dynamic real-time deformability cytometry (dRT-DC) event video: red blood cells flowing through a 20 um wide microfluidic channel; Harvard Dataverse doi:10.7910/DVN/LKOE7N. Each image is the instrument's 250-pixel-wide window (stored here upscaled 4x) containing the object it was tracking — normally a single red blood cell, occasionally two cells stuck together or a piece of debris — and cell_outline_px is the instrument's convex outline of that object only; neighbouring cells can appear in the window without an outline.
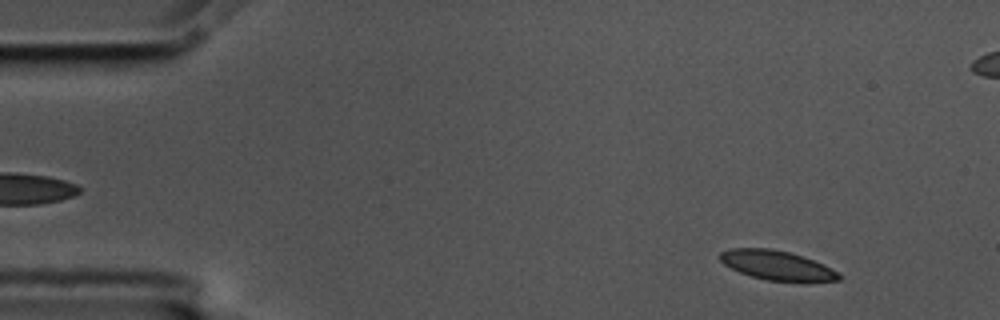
{"species": "common noctule bat (a hibernating species)", "species_latin": "Nyctalus noctula", "temperature_condition": "cold", "stored_images_in_passage": 57, "camera_frame_rate_fps": 3000, "um_per_image_px": 0.085, "animal": {"sex": "male", "body_mass_g": 17.5, "forearm_length_mm": 52.3}, "frame": {"image": 1, "passage_image": 5, "time_ms": 1.333, "image_size_px": [1000, 320], "cell_outline_px": [[840, 280], [804, 284], [768, 280], [752, 276], [740, 272], [724, 264], [720, 260], [720, 252], [732, 248], [768, 248], [788, 252], [824, 264], [840, 272]], "centroid_in_image_um": [66.12, 22.6], "position_along_channel_um": 18.9, "area_um2": 20.75}}
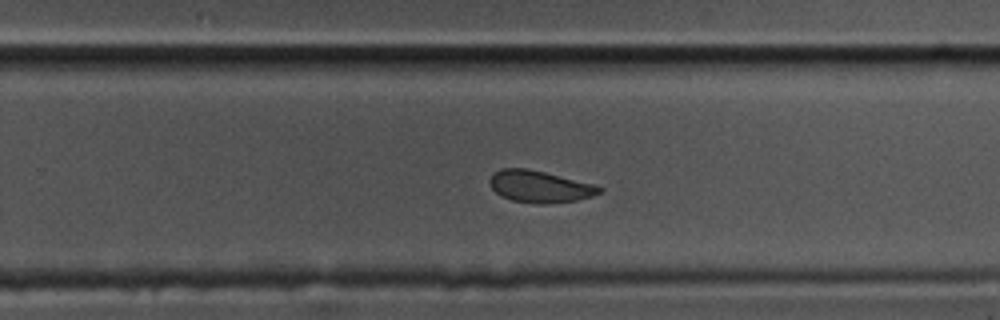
{"frame": {"image": 2, "passage_image": 35, "time_ms": 11.333, "image_size_px": [1000, 320], "cell_outline_px": [[604, 192], [592, 196], [576, 200], [548, 204], [540, 204], [512, 200], [500, 196], [488, 184], [488, 180], [500, 168], [528, 168], [596, 184], [604, 188]], "centroid_in_image_um": [45.91, 15.85], "position_along_channel_um": 283.9, "area_um2": 20.58}}
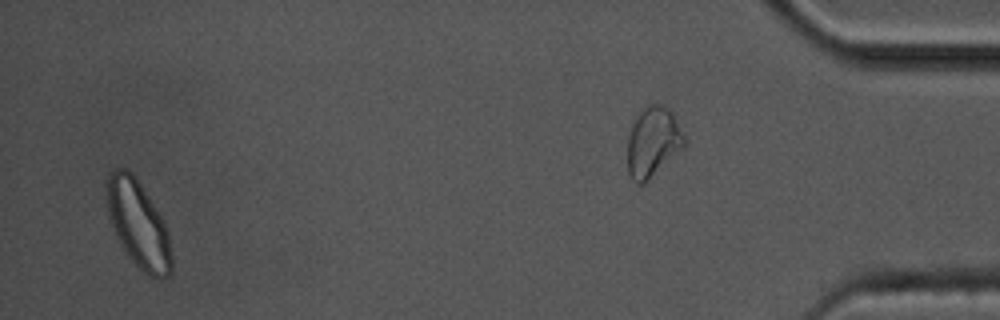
{"frame": {"image": 3, "passage_image": 54, "time_ms": 17.667, "image_size_px": [1000, 320], "cell_outline_px": [[172, 272], [168, 276], [160, 280], [156, 280], [148, 276], [124, 252], [116, 236], [108, 216], [108, 172], [112, 168], [124, 168], [132, 172], [136, 176], [164, 220], [168, 232], [172, 256]], "centroid_in_image_um": [11.78, 19.08], "position_along_channel_um": 423.4, "area_um2": 33.12}, "authors_computed_cell_mechanics": {"area_um2": 21.2126, "velocity_mm_per_s": 3.538, "shape_relaxation_time_tau1_ms": 5.1475, "shape_relaxation_time_tau2_ms": 3.7645, "deformation_change_tau1": 0.1007, "deformation_change_tau2": 0.0739}}